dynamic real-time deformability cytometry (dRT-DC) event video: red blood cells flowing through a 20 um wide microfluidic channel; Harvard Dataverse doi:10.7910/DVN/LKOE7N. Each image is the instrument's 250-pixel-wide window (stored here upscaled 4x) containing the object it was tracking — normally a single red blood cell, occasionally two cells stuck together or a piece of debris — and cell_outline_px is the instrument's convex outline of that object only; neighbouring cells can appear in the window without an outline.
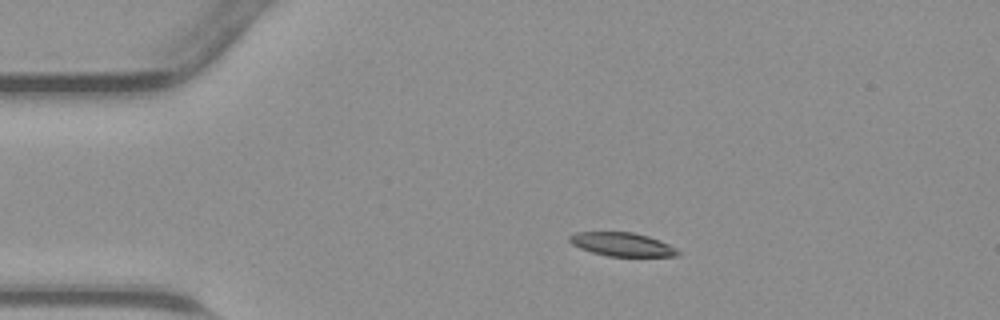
{"species": "common noctule bat (a hibernating species)", "species_latin": "Nyctalus noctula", "temperature_condition": "warm", "stored_images_in_passage": 37, "camera_frame_rate_fps": 3000, "um_per_image_px": 0.085, "animal": {"sex": "male", "body_mass_g": 23.1, "forearm_length_mm": 52.7}, "frame": {"image": 1, "passage_image": 1, "time_ms": 0.0, "image_size_px": [1000, 320], "cell_outline_px": [[680, 256], [608, 256], [592, 252], [580, 248], [572, 244], [568, 240], [568, 236], [576, 232], [632, 232], [648, 236], [660, 240], [676, 248], [680, 252]], "centroid_in_image_um": [52.88, 20.77], "position_along_channel_um": 32.1, "area_um2": 14.91}}
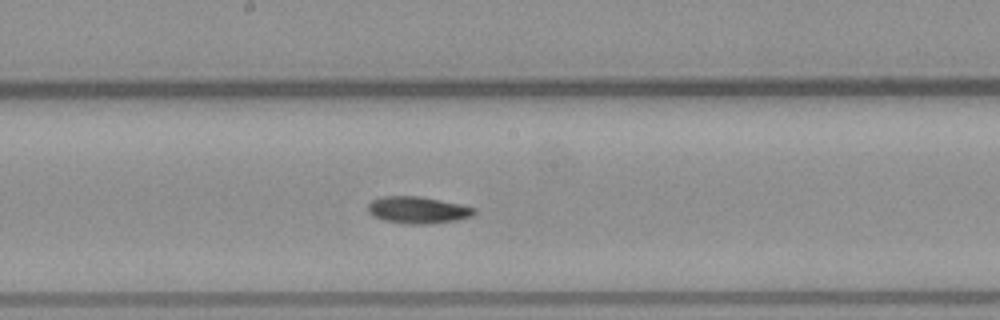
{"frame": {"image": 2, "passage_image": 16, "time_ms": 5.0, "image_size_px": [1000, 320], "cell_outline_px": [[476, 212], [472, 216], [456, 220], [428, 224], [408, 224], [384, 220], [372, 216], [368, 212], [368, 204], [372, 200], [384, 196], [416, 196], [440, 200], [460, 204], [476, 208]], "centroid_in_image_um": [35.5, 17.85], "position_along_channel_um": 212.7, "area_um2": 16.59}}
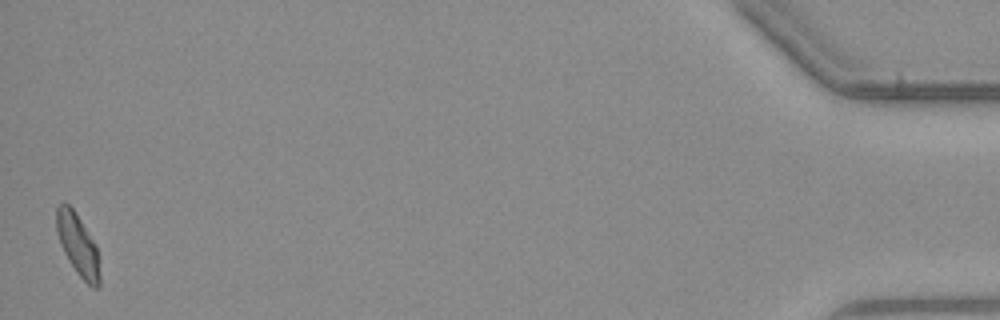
{"frame": {"image": 3, "passage_image": 37, "time_ms": 12.0, "image_size_px": [1000, 320], "cell_outline_px": [[100, 284], [96, 288], [92, 288], [76, 272], [68, 260], [60, 244], [56, 232], [56, 208], [64, 200], [76, 212], [96, 244], [100, 276]], "centroid_in_image_um": [6.6, 20.78], "position_along_channel_um": 428.6, "area_um2": 15.66}}